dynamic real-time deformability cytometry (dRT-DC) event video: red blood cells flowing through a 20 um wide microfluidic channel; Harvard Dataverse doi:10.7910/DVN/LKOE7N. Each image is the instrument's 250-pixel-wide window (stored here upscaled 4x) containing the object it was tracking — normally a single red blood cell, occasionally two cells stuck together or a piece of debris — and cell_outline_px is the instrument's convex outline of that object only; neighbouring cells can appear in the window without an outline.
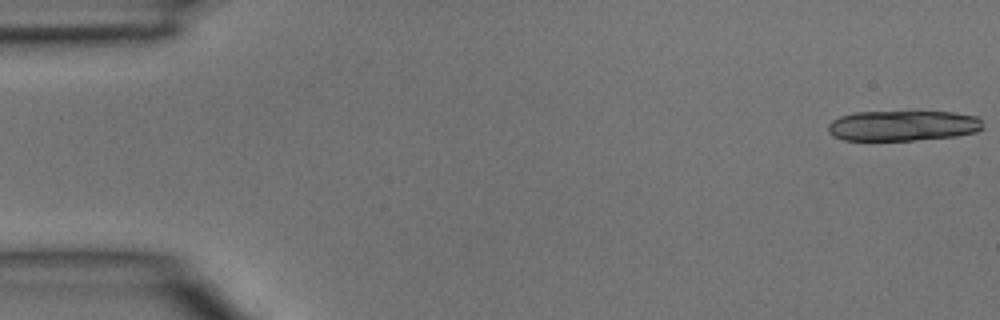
{"species": "common noctule bat (a hibernating species)", "species_latin": "Nyctalus noctula", "temperature_condition": "room temperature", "stored_images_in_passage": 4, "camera_frame_rate_fps": 3000, "um_per_image_px": 0.085, "animal": {"sex": "male", "body_mass_g": 15.6}, "frame": {"image": 1, "passage_image": 1, "time_ms": 0.0, "image_size_px": [1000, 320], "cell_outline_px": [[984, 128], [976, 132], [956, 136], [912, 140], [844, 140], [832, 136], [828, 132], [828, 124], [832, 120], [840, 116], [856, 112], [952, 112], [976, 116], [980, 120]], "centroid_in_image_um": [76.72, 10.68], "position_along_channel_um": 8.3, "area_um2": 27.4}}